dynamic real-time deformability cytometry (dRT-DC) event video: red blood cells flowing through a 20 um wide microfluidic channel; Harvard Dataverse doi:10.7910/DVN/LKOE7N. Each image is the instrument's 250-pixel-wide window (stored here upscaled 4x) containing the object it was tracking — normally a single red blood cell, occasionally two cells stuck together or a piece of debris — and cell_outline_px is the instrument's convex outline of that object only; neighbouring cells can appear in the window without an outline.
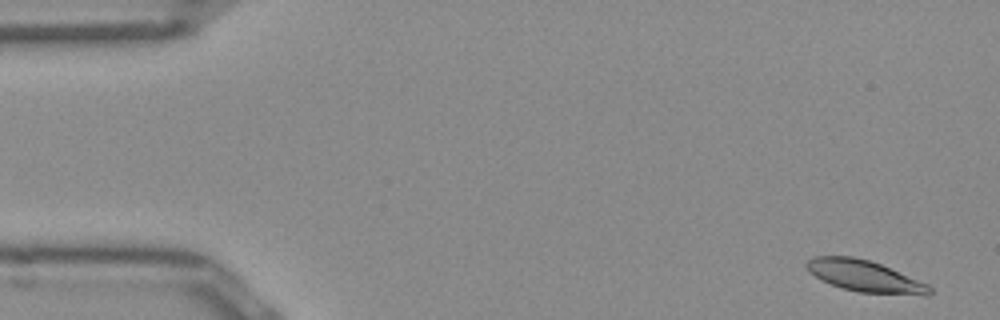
{"species": "Egyptian fruit bat (a non-hibernating species)", "species_latin": "Rousettus aegyptiacus", "temperature_condition": "room temperature", "stored_images_in_passage": 51, "camera_frame_rate_fps": 3000, "um_per_image_px": 0.085, "frame": {"image": 1, "passage_image": 2, "time_ms": 0.333, "image_size_px": [1000, 320], "cell_outline_px": [[932, 292], [928, 296], [860, 292], [840, 288], [820, 280], [804, 264], [812, 256], [852, 256], [868, 260], [880, 264], [928, 284], [932, 288]], "centroid_in_image_um": [73.51, 23.48], "position_along_channel_um": 11.5, "area_um2": 22.48}}
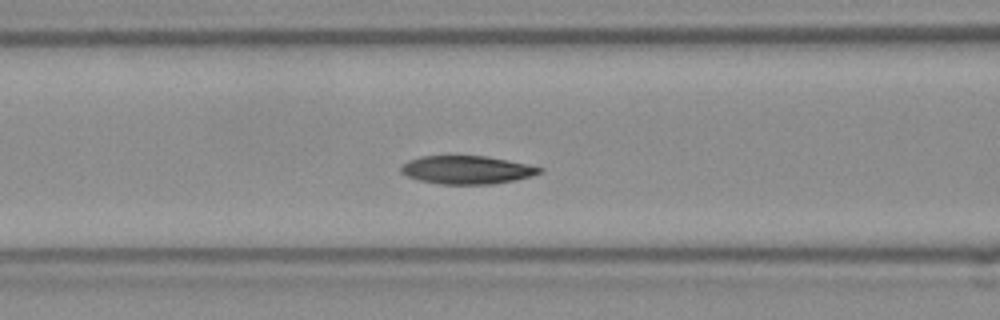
{"frame": {"image": 2, "passage_image": 20, "time_ms": 6.333, "image_size_px": [1000, 320], "cell_outline_px": [[544, 168], [540, 172], [532, 176], [516, 180], [492, 184], [440, 184], [420, 180], [408, 176], [400, 172], [400, 168], [408, 160], [420, 156], [488, 156], [528, 164]], "centroid_in_image_um": [39.7, 14.43], "position_along_channel_um": 126.9, "area_um2": 22.77}}
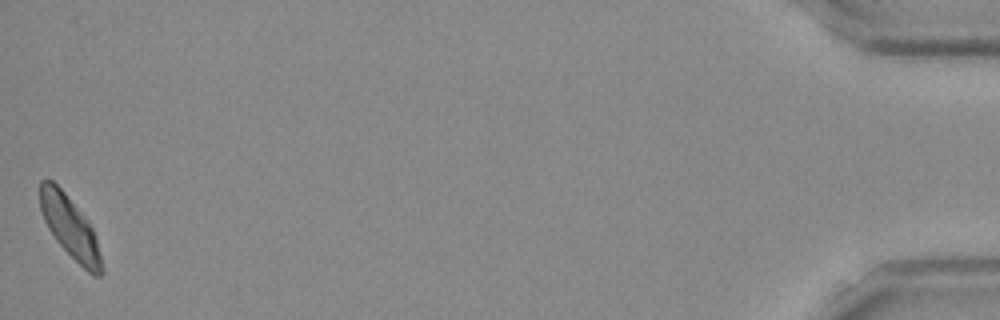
{"frame": {"image": 3, "passage_image": 51, "time_ms": 16.667, "image_size_px": [1000, 320], "cell_outline_px": [[104, 272], [100, 276], [92, 276], [56, 240], [48, 228], [44, 220], [40, 208], [40, 180], [52, 180], [64, 192], [88, 220], [96, 236], [104, 268]], "centroid_in_image_um": [5.98, 19.34], "position_along_channel_um": 429.2, "area_um2": 21.96}, "authors_computed_cell_mechanics": {"area_um2": 22.831, "velocity_mm_per_s": 3.8896, "shape_relaxation_time_tau1_ms": 3.7445, "shape_relaxation_time_tau2_ms": 4.0822, "deformation_change_tau1": 0.1223, "deformation_change_tau2": 0.0803}}